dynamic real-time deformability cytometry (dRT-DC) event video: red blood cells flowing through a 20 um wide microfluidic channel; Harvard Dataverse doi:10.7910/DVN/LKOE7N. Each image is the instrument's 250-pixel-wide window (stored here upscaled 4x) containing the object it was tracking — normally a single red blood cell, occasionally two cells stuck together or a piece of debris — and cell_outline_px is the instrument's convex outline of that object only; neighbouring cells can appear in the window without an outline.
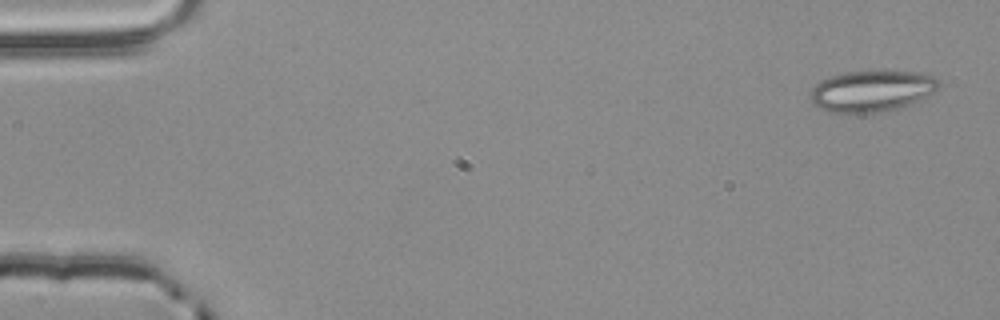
{"species": "common noctule bat (a hibernating species)", "species_latin": "Nyctalus noctula", "temperature_condition": "room temperature", "stored_images_in_passage": 3, "camera_frame_rate_fps": 3000, "um_per_image_px": 0.085, "animal": {"sex": "male", "body_mass_g": 20.4}, "frame": {"image": 1, "passage_image": 1, "time_ms": 0.0, "image_size_px": [1000, 320], "cell_outline_px": [[940, 84], [936, 92], [924, 100], [888, 112], [832, 112], [820, 108], [812, 104], [812, 88], [820, 80], [832, 76], [848, 72], [924, 72], [936, 76]], "centroid_in_image_um": [74.21, 7.75], "position_along_channel_um": 10.8, "area_um2": 30.98}}
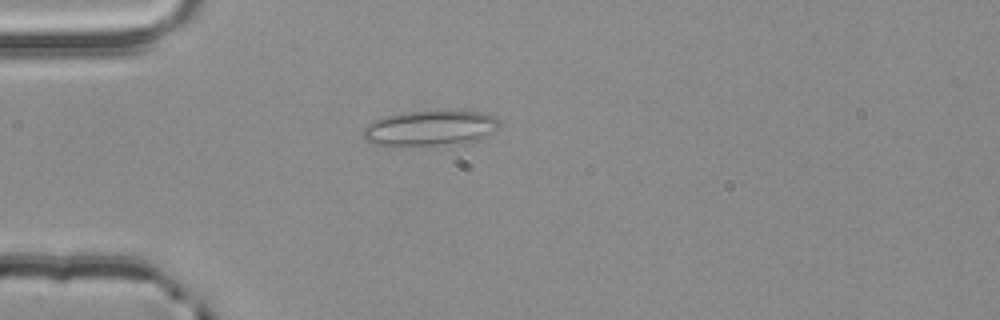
{"frame": {"image": 2, "passage_image": 3, "time_ms": 0.667, "image_size_px": [1000, 320], "cell_outline_px": [[500, 124], [496, 128], [476, 140], [436, 144], [372, 144], [364, 140], [364, 128], [368, 124], [380, 116], [400, 112], [440, 108], [448, 108], [484, 112], [492, 116]], "centroid_in_image_um": [36.52, 10.79], "position_along_channel_um": 48.5, "area_um2": 28.15}}